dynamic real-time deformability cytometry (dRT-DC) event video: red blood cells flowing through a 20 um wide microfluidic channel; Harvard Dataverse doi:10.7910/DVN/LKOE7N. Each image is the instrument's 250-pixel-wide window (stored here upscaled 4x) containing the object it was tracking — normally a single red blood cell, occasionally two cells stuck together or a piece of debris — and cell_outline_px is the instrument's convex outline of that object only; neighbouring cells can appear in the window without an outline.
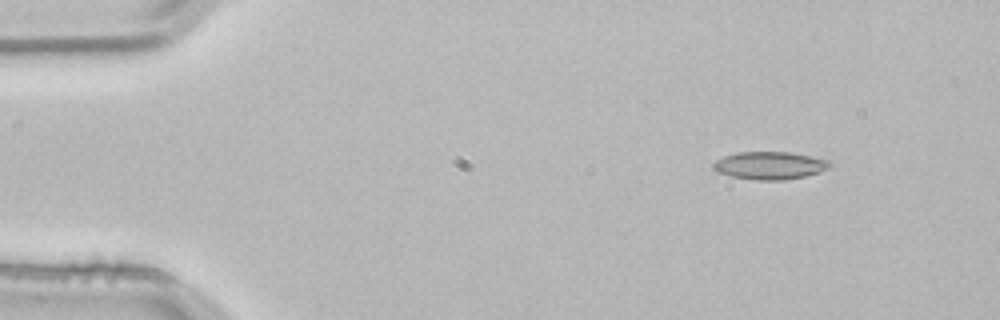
{"species": "common noctule bat (a hibernating species)", "species_latin": "Nyctalus noctula", "temperature_condition": "room temperature", "stored_images_in_passage": 4, "camera_frame_rate_fps": 3000, "um_per_image_px": 0.085, "animal": {"sex": "male", "body_mass_g": 21.5, "forearm_length_mm": 52.0}, "frame": {"image": 1, "passage_image": 2, "time_ms": 0.333, "image_size_px": [1000, 320], "cell_outline_px": [[832, 164], [828, 168], [820, 172], [804, 176], [784, 180], [756, 180], [728, 176], [712, 168], [712, 164], [716, 160], [724, 156], [736, 152], [788, 152], [828, 160]], "centroid_in_image_um": [65.4, 14.07], "position_along_channel_um": 19.6, "area_um2": 18.73}}
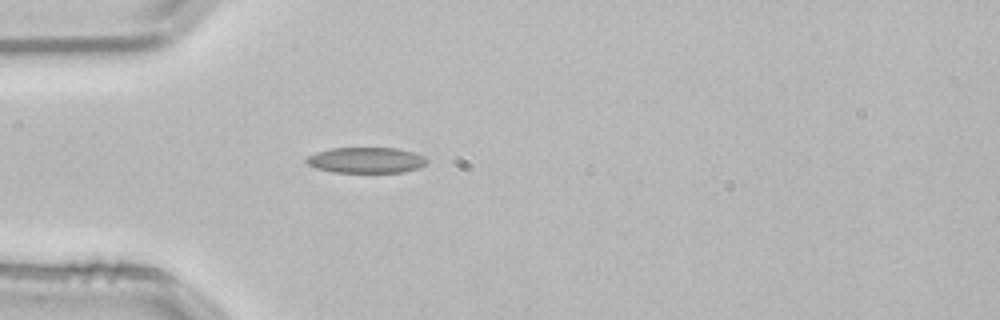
{"frame": {"image": 2, "passage_image": 4, "time_ms": 1.0, "image_size_px": [1000, 320], "cell_outline_px": [[428, 164], [404, 172], [332, 172], [316, 168], [308, 164], [304, 160], [308, 156], [316, 152], [332, 148], [396, 148], [412, 152], [424, 156], [428, 160]], "centroid_in_image_um": [31.12, 13.61], "position_along_channel_um": 53.9, "area_um2": 18.03}}